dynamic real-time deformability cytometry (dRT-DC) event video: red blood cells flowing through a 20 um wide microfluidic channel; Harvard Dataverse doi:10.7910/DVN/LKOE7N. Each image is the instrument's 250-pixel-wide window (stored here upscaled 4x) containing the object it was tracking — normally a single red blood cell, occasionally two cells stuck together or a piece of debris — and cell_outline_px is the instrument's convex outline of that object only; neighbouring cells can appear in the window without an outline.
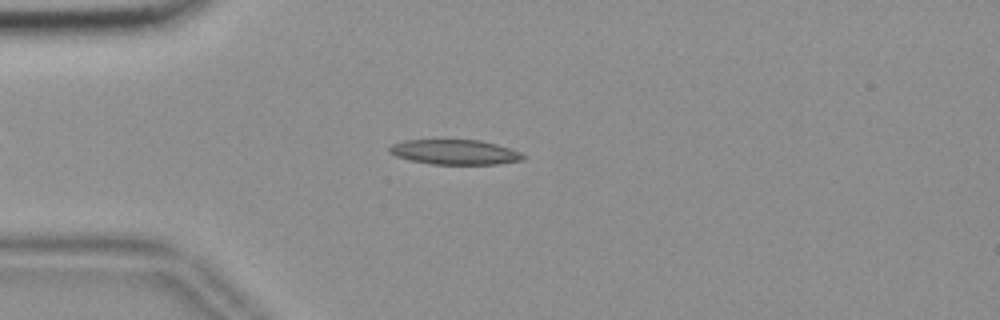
{"species": "common noctule bat (a hibernating species)", "species_latin": "Nyctalus noctula", "temperature_condition": "room temperature", "stored_images_in_passage": 44, "camera_frame_rate_fps": 3000, "um_per_image_px": 0.085, "animal": {"sex": "female", "body_mass_g": 18.4}, "frame": {"image": 1, "passage_image": 11, "time_ms": 3.333, "image_size_px": [1000, 320], "cell_outline_px": [[524, 160], [496, 164], [432, 164], [412, 160], [396, 156], [388, 152], [388, 148], [392, 144], [404, 140], [480, 140], [496, 144], [520, 152], [524, 156]], "centroid_in_image_um": [38.64, 12.92], "position_along_channel_um": 46.4, "area_um2": 19.25}}
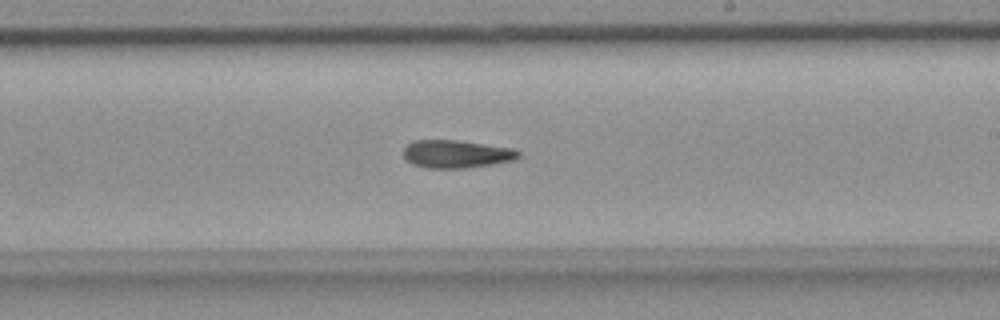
{"frame": {"image": 2, "passage_image": 29, "time_ms": 9.333, "image_size_px": [1000, 320], "cell_outline_px": [[520, 156], [516, 160], [468, 168], [428, 168], [412, 164], [404, 160], [404, 148], [412, 140], [456, 140], [512, 148], [520, 152]], "centroid_in_image_um": [38.78, 13.1], "position_along_channel_um": 250.2, "area_um2": 18.79}}
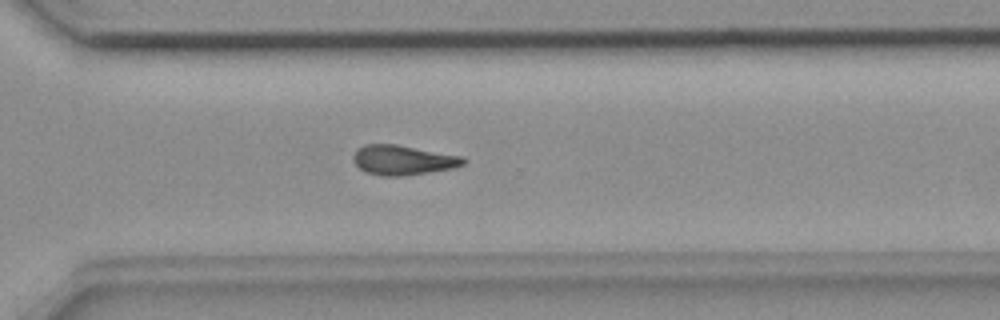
{"frame": {"image": 3, "passage_image": 36, "time_ms": 11.667, "image_size_px": [1000, 320], "cell_outline_px": [[468, 160], [464, 164], [456, 168], [400, 176], [384, 176], [368, 172], [360, 168], [352, 160], [352, 156], [356, 148], [364, 144], [396, 144], [464, 156]], "centroid_in_image_um": [34.28, 13.59], "position_along_channel_um": 336.3, "area_um2": 19.25}}